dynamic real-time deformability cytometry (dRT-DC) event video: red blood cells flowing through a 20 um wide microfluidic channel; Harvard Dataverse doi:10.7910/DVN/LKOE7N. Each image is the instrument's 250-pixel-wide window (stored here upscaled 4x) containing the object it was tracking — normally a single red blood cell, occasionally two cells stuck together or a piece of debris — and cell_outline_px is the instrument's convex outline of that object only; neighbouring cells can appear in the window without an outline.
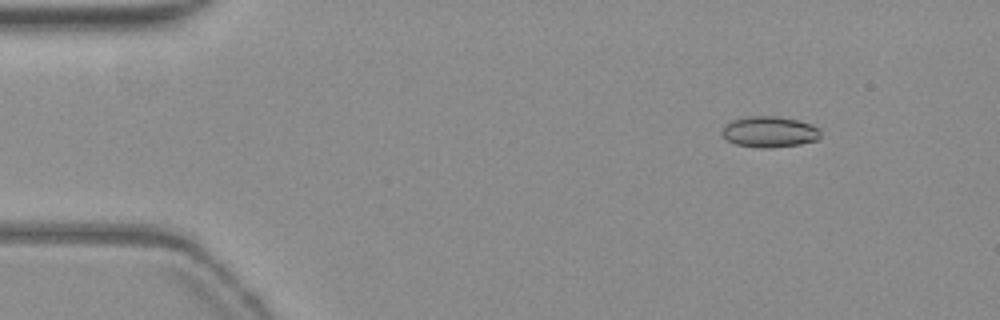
{"species": "common noctule bat (a hibernating species)", "species_latin": "Nyctalus noctula", "temperature_condition": "warm", "stored_images_in_passage": 10, "camera_frame_rate_fps": 3000, "um_per_image_px": 0.085, "animal": {"sex": "female", "body_mass_g": 19.3, "forearm_length_mm": 54.1}, "frame": {"image": 1, "passage_image": 2, "time_ms": 0.333, "image_size_px": [1000, 320], "cell_outline_px": [[820, 136], [816, 140], [800, 144], [764, 148], [736, 144], [728, 140], [720, 132], [724, 124], [732, 120], [744, 116], [776, 116], [800, 120], [820, 128]], "centroid_in_image_um": [65.39, 11.18], "position_along_channel_um": 19.6, "area_um2": 17.8}}